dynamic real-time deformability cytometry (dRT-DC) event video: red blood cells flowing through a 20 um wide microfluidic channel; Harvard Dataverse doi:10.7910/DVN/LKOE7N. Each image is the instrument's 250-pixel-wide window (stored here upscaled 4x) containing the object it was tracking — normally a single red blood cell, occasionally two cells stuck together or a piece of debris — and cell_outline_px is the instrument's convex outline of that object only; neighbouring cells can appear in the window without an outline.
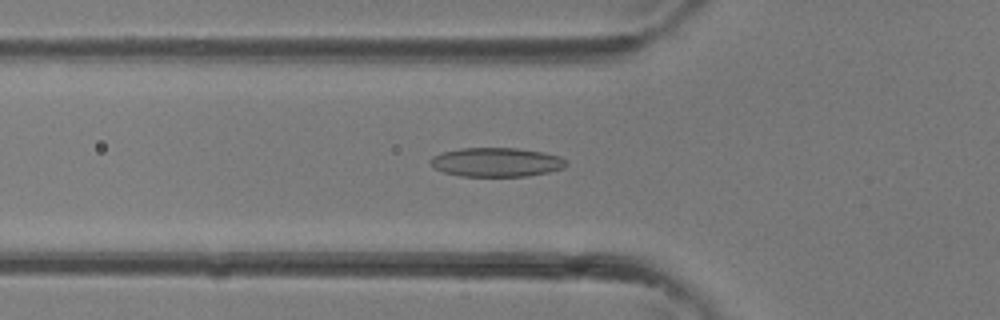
{"species": "common noctule bat (a hibernating species)", "species_latin": "Nyctalus noctula", "temperature_condition": "room temperature", "stored_images_in_passage": 37, "camera_frame_rate_fps": 3000, "um_per_image_px": 0.085, "animal": {"sex": "female"}, "frame": {"image": 1, "passage_image": 13, "time_ms": 4.0, "image_size_px": [1000, 320], "cell_outline_px": [[568, 164], [564, 168], [548, 172], [528, 176], [460, 176], [444, 172], [436, 168], [428, 160], [432, 156], [440, 152], [460, 148], [516, 148], [544, 152], [560, 156]], "centroid_in_image_um": [42.19, 13.78], "position_along_channel_um": 83.6, "area_um2": 23.06}}
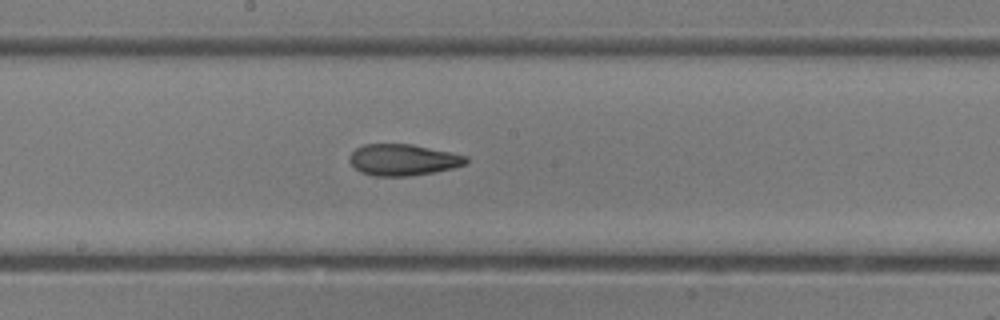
{"frame": {"image": 2, "passage_image": 20, "time_ms": 6.333, "image_size_px": [1000, 320], "cell_outline_px": [[468, 164], [436, 172], [412, 176], [372, 176], [360, 172], [348, 160], [352, 152], [356, 148], [364, 144], [412, 144], [452, 152], [468, 156]], "centroid_in_image_um": [34.29, 13.59], "position_along_channel_um": 213.9, "area_um2": 21.56}}
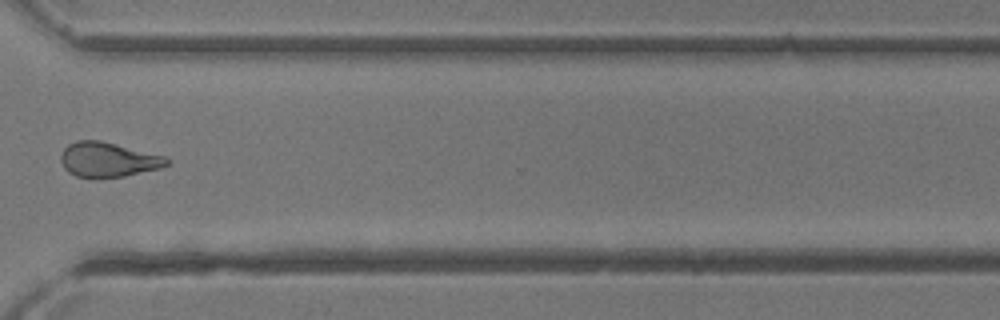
{"frame": {"image": 3, "passage_image": 28, "time_ms": 9.0, "image_size_px": [1000, 320], "cell_outline_px": [[172, 160], [168, 164], [160, 168], [124, 176], [92, 180], [76, 176], [68, 172], [64, 168], [60, 160], [60, 156], [64, 148], [68, 144], [76, 140], [100, 140], [164, 156]], "centroid_in_image_um": [9.14, 13.59], "position_along_channel_um": 361.5, "area_um2": 21.79}}